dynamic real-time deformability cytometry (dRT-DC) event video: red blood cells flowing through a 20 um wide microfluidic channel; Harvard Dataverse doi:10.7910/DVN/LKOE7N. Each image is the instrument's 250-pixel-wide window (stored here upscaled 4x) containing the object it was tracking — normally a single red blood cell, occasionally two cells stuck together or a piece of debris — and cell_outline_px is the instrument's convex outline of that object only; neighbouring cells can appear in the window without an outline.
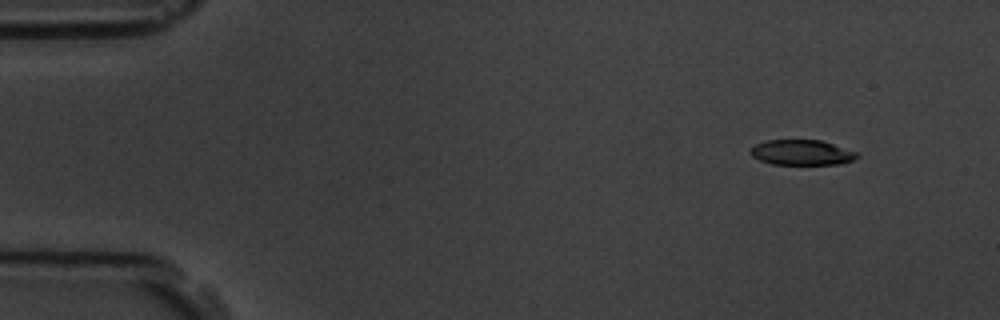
{"species": "common noctule bat (a hibernating species)", "species_latin": "Nyctalus noctula", "temperature_condition": "room temperature", "stored_images_in_passage": 7, "camera_frame_rate_fps": 3000, "um_per_image_px": 0.085, "animal": {"sex": "male", "body_mass_g": 19.5, "forearm_length_mm": 54.6}, "frame": {"image": 1, "passage_image": 2, "time_ms": 1.333, "image_size_px": [1000, 320], "cell_outline_px": [[860, 156], [844, 164], [772, 164], [760, 160], [752, 156], [748, 152], [756, 144], [768, 140], [820, 140], [856, 152]], "centroid_in_image_um": [68.14, 12.97], "position_along_channel_um": 16.9, "area_um2": 15.55}}
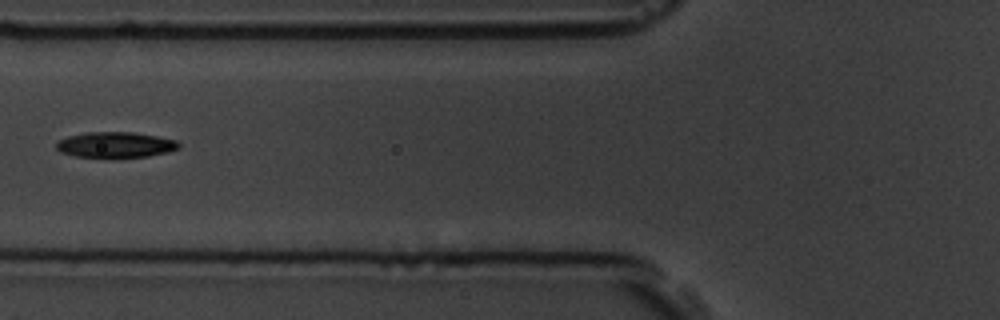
{"frame": {"image": 2, "passage_image": 6, "time_ms": 6.667, "image_size_px": [1000, 320], "cell_outline_px": [[180, 148], [168, 152], [148, 156], [76, 156], [60, 152], [56, 148], [56, 144], [60, 140], [68, 136], [88, 132], [132, 132], [156, 136], [176, 140], [180, 144]], "centroid_in_image_um": [9.84, 12.29], "position_along_channel_um": 116.0, "area_um2": 17.86}}
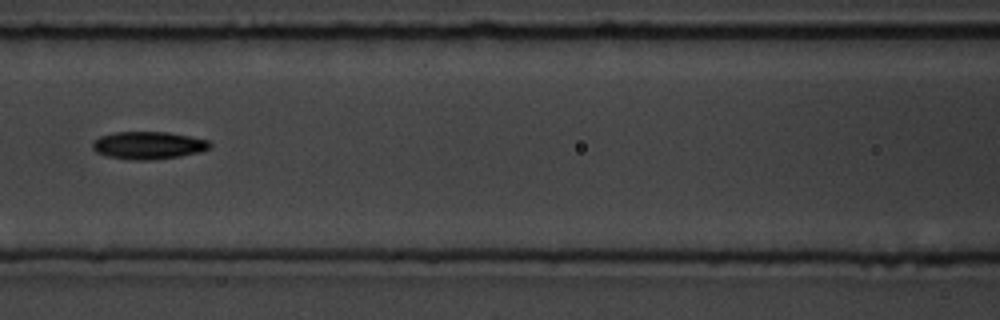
{"frame": {"image": 3, "passage_image": 7, "time_ms": 7.667, "image_size_px": [1000, 320], "cell_outline_px": [[212, 144], [208, 148], [200, 152], [180, 156], [152, 160], [132, 160], [104, 156], [96, 152], [92, 148], [92, 140], [100, 136], [112, 132], [168, 132], [208, 140]], "centroid_in_image_um": [12.55, 12.35], "position_along_channel_um": 154.0, "area_um2": 19.02}}